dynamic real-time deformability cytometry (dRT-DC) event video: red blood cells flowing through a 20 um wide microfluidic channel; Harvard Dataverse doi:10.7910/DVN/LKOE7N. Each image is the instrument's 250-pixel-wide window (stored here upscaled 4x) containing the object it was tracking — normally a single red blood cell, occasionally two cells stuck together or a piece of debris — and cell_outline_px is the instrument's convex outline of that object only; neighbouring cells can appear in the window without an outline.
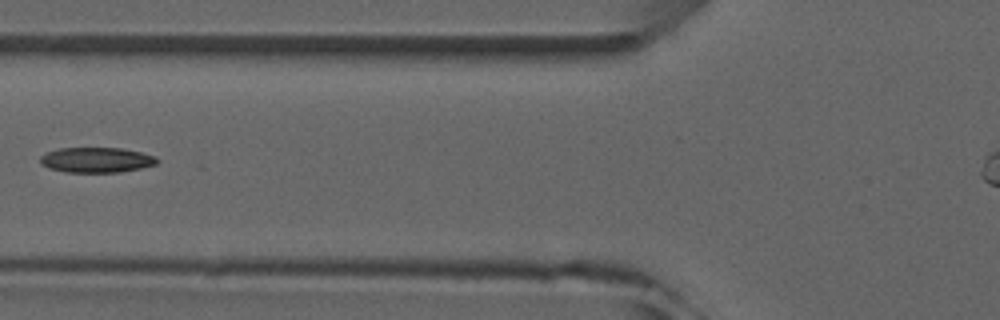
{"species": "common noctule bat (a hibernating species)", "species_latin": "Nyctalus noctula", "temperature_condition": "room temperature", "stored_images_in_passage": 5, "camera_frame_rate_fps": 3000, "um_per_image_px": 0.085, "animal": {"sex": "male", "forearm_length_mm": 52.5}, "frame": {"image": 1, "passage_image": 4, "time_ms": 3.667, "image_size_px": [1000, 320], "cell_outline_px": [[160, 160], [156, 164], [140, 168], [120, 172], [64, 172], [48, 168], [40, 164], [40, 156], [48, 152], [60, 148], [120, 148], [140, 152], [156, 156]], "centroid_in_image_um": [8.19, 13.6], "position_along_channel_um": 117.6, "area_um2": 17.17}}
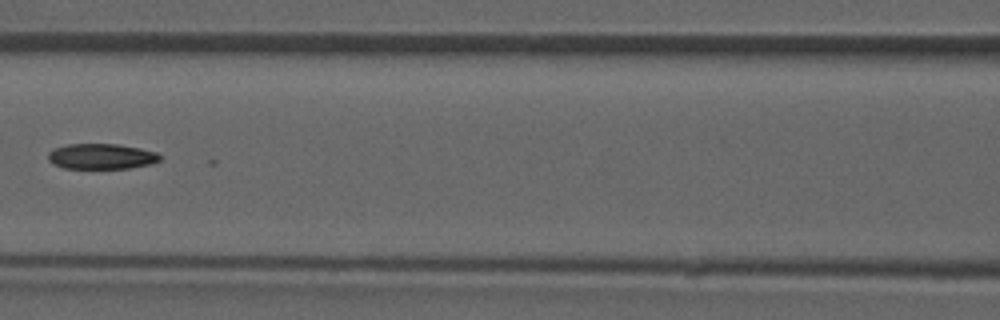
{"frame": {"image": 2, "passage_image": 5, "time_ms": 4.667, "image_size_px": [1000, 320], "cell_outline_px": [[160, 160], [152, 164], [128, 168], [64, 168], [52, 164], [48, 160], [48, 152], [56, 148], [68, 144], [116, 144], [140, 148], [156, 152], [160, 156]], "centroid_in_image_um": [8.61, 13.29], "position_along_channel_um": 158.0, "area_um2": 16.53}}